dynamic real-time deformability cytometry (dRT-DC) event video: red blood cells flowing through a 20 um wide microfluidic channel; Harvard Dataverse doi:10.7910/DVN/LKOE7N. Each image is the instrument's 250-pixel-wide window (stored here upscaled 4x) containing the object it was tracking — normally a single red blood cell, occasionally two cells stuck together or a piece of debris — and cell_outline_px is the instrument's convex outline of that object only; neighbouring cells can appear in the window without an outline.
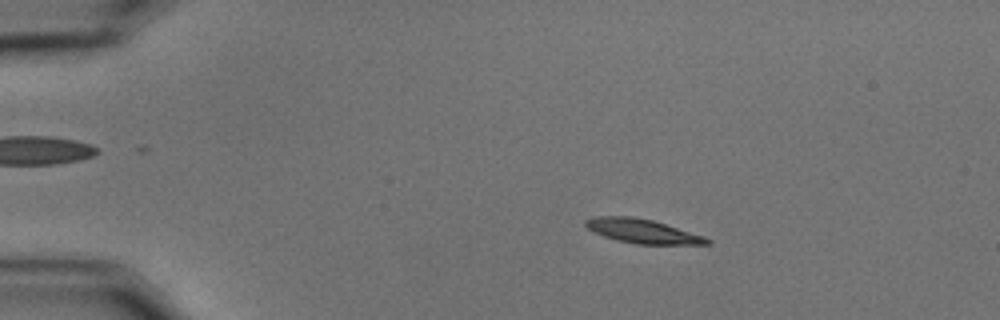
{"species": "common noctule bat (a hibernating species)", "species_latin": "Nyctalus noctula", "temperature_condition": "cold", "stored_images_in_passage": 59, "camera_frame_rate_fps": 3000, "um_per_image_px": 0.085, "animal": {"sex": "male", "body_mass_g": 15.6}, "frame": {"image": 1, "passage_image": 11, "time_ms": 3.333, "image_size_px": [1000, 320], "cell_outline_px": [[712, 244], [636, 244], [616, 240], [604, 236], [588, 228], [584, 224], [584, 220], [592, 216], [632, 216], [652, 220], [704, 236], [712, 240]], "centroid_in_image_um": [54.6, 19.64], "position_along_channel_um": 30.4, "area_um2": 16.99}}
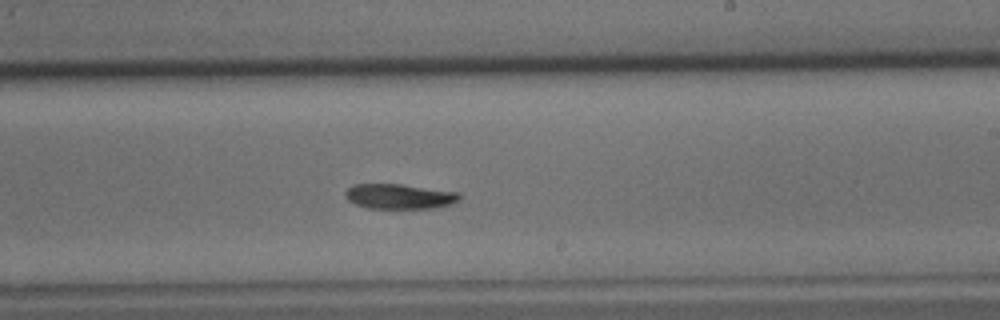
{"frame": {"image": 2, "passage_image": 36, "time_ms": 11.667, "image_size_px": [1000, 320], "cell_outline_px": [[460, 200], [452, 204], [436, 208], [368, 208], [356, 204], [348, 200], [344, 196], [344, 192], [352, 184], [400, 184], [460, 192]], "centroid_in_image_um": [33.96, 16.69], "position_along_channel_um": 255.0, "area_um2": 16.76}}
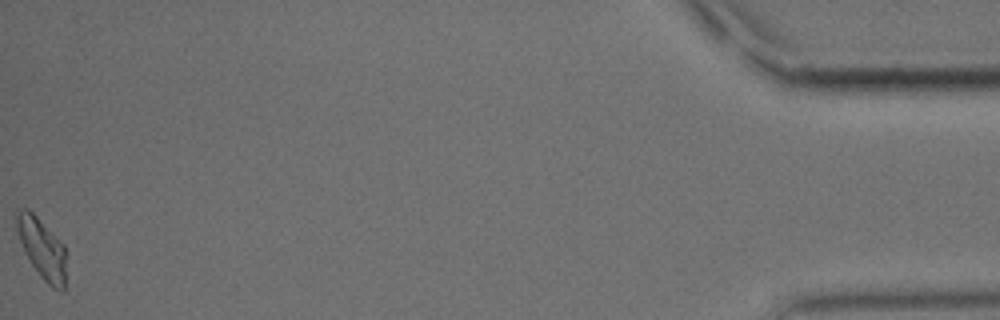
{"frame": {"image": 3, "passage_image": 59, "time_ms": 19.333, "image_size_px": [1000, 320], "cell_outline_px": [[64, 292], [60, 292], [52, 288], [40, 276], [24, 252], [16, 228], [16, 212], [20, 208], [28, 208], [64, 244]], "centroid_in_image_um": [3.55, 21.11], "position_along_channel_um": 431.7, "area_um2": 17.17}, "authors_computed_cell_mechanics": {"area_um2": 17.1666, "velocity_mm_per_s": 3.4621, "shape_relaxation_time_tau1_ms": 3.4156, "shape_relaxation_time_tau2_ms": null, "deformation_change_tau1": 0.1405, "deformation_change_tau2": null}}